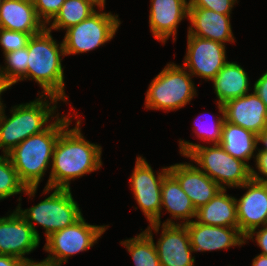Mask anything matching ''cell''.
Here are the masks:
<instances>
[{"instance_id":"cell-1","label":"cell","mask_w":267,"mask_h":266,"mask_svg":"<svg viewBox=\"0 0 267 266\" xmlns=\"http://www.w3.org/2000/svg\"><path fill=\"white\" fill-rule=\"evenodd\" d=\"M69 125L60 133L53 150L51 172L45 187L71 189L70 181L97 171L102 166V148L84 138L80 128Z\"/></svg>"},{"instance_id":"cell-2","label":"cell","mask_w":267,"mask_h":266,"mask_svg":"<svg viewBox=\"0 0 267 266\" xmlns=\"http://www.w3.org/2000/svg\"><path fill=\"white\" fill-rule=\"evenodd\" d=\"M69 114L56 118L46 130L28 137L8 153L13 167L26 187L38 188L47 167H51L56 141L72 121Z\"/></svg>"},{"instance_id":"cell-3","label":"cell","mask_w":267,"mask_h":266,"mask_svg":"<svg viewBox=\"0 0 267 266\" xmlns=\"http://www.w3.org/2000/svg\"><path fill=\"white\" fill-rule=\"evenodd\" d=\"M26 79L34 80L41 86V95H51L63 102L65 95L62 56H65L63 42L57 44L51 31L45 28L41 33L31 36L28 41Z\"/></svg>"},{"instance_id":"cell-4","label":"cell","mask_w":267,"mask_h":266,"mask_svg":"<svg viewBox=\"0 0 267 266\" xmlns=\"http://www.w3.org/2000/svg\"><path fill=\"white\" fill-rule=\"evenodd\" d=\"M58 101L57 97L40 95L34 101L13 106L9 118L5 115L4 105L0 113V149L3 154H8L28 137L46 130L51 125L49 119L59 117V113L55 115Z\"/></svg>"},{"instance_id":"cell-5","label":"cell","mask_w":267,"mask_h":266,"mask_svg":"<svg viewBox=\"0 0 267 266\" xmlns=\"http://www.w3.org/2000/svg\"><path fill=\"white\" fill-rule=\"evenodd\" d=\"M180 154L193 160L222 189L240 187L252 179V167L227 153L219 144L204 146L189 141H179Z\"/></svg>"},{"instance_id":"cell-6","label":"cell","mask_w":267,"mask_h":266,"mask_svg":"<svg viewBox=\"0 0 267 266\" xmlns=\"http://www.w3.org/2000/svg\"><path fill=\"white\" fill-rule=\"evenodd\" d=\"M52 190L54 191L50 196L29 209H21L20 203L16 207L18 213L33 228L39 240L36 224L45 229V237L48 238L51 234L75 224L83 217L78 203L73 199L71 189L45 187L43 193H49Z\"/></svg>"},{"instance_id":"cell-7","label":"cell","mask_w":267,"mask_h":266,"mask_svg":"<svg viewBox=\"0 0 267 266\" xmlns=\"http://www.w3.org/2000/svg\"><path fill=\"white\" fill-rule=\"evenodd\" d=\"M192 75L183 66L169 63L151 81L146 92V109L171 111L185 107L197 96Z\"/></svg>"},{"instance_id":"cell-8","label":"cell","mask_w":267,"mask_h":266,"mask_svg":"<svg viewBox=\"0 0 267 266\" xmlns=\"http://www.w3.org/2000/svg\"><path fill=\"white\" fill-rule=\"evenodd\" d=\"M100 11L65 30L62 41L65 56L95 50L115 36L121 24L118 15Z\"/></svg>"},{"instance_id":"cell-9","label":"cell","mask_w":267,"mask_h":266,"mask_svg":"<svg viewBox=\"0 0 267 266\" xmlns=\"http://www.w3.org/2000/svg\"><path fill=\"white\" fill-rule=\"evenodd\" d=\"M107 227L109 226L88 224L82 217L75 224L58 230L46 238L44 250L49 254L45 260L52 266L63 265L70 256L93 247Z\"/></svg>"},{"instance_id":"cell-10","label":"cell","mask_w":267,"mask_h":266,"mask_svg":"<svg viewBox=\"0 0 267 266\" xmlns=\"http://www.w3.org/2000/svg\"><path fill=\"white\" fill-rule=\"evenodd\" d=\"M154 173L146 159L138 156L129 183L134 198L149 224H161V187L164 177L169 173V167L162 168L157 176Z\"/></svg>"},{"instance_id":"cell-11","label":"cell","mask_w":267,"mask_h":266,"mask_svg":"<svg viewBox=\"0 0 267 266\" xmlns=\"http://www.w3.org/2000/svg\"><path fill=\"white\" fill-rule=\"evenodd\" d=\"M162 226L161 237L155 245L160 264L162 266H194L195 257L185 224H179L167 219L161 224L151 223L155 233L159 232Z\"/></svg>"},{"instance_id":"cell-12","label":"cell","mask_w":267,"mask_h":266,"mask_svg":"<svg viewBox=\"0 0 267 266\" xmlns=\"http://www.w3.org/2000/svg\"><path fill=\"white\" fill-rule=\"evenodd\" d=\"M225 44L191 34L187 35L184 68L193 76L211 81L228 62Z\"/></svg>"},{"instance_id":"cell-13","label":"cell","mask_w":267,"mask_h":266,"mask_svg":"<svg viewBox=\"0 0 267 266\" xmlns=\"http://www.w3.org/2000/svg\"><path fill=\"white\" fill-rule=\"evenodd\" d=\"M40 240L33 228L15 209L0 218V255H9L22 261L30 260V254L39 246Z\"/></svg>"},{"instance_id":"cell-14","label":"cell","mask_w":267,"mask_h":266,"mask_svg":"<svg viewBox=\"0 0 267 266\" xmlns=\"http://www.w3.org/2000/svg\"><path fill=\"white\" fill-rule=\"evenodd\" d=\"M238 188L247 189L236 199L238 230L245 237L255 228L267 225V183L251 179Z\"/></svg>"},{"instance_id":"cell-15","label":"cell","mask_w":267,"mask_h":266,"mask_svg":"<svg viewBox=\"0 0 267 266\" xmlns=\"http://www.w3.org/2000/svg\"><path fill=\"white\" fill-rule=\"evenodd\" d=\"M185 226L194 252L216 251L246 244L238 227L205 225L193 219Z\"/></svg>"},{"instance_id":"cell-16","label":"cell","mask_w":267,"mask_h":266,"mask_svg":"<svg viewBox=\"0 0 267 266\" xmlns=\"http://www.w3.org/2000/svg\"><path fill=\"white\" fill-rule=\"evenodd\" d=\"M224 105L225 120L259 135L267 128V107L254 92L228 100Z\"/></svg>"},{"instance_id":"cell-17","label":"cell","mask_w":267,"mask_h":266,"mask_svg":"<svg viewBox=\"0 0 267 266\" xmlns=\"http://www.w3.org/2000/svg\"><path fill=\"white\" fill-rule=\"evenodd\" d=\"M149 26L154 38L161 43L173 36L176 40L179 23L188 18L187 0H151Z\"/></svg>"},{"instance_id":"cell-18","label":"cell","mask_w":267,"mask_h":266,"mask_svg":"<svg viewBox=\"0 0 267 266\" xmlns=\"http://www.w3.org/2000/svg\"><path fill=\"white\" fill-rule=\"evenodd\" d=\"M169 172L177 179L196 210L207 204L222 189L193 163L171 165Z\"/></svg>"},{"instance_id":"cell-19","label":"cell","mask_w":267,"mask_h":266,"mask_svg":"<svg viewBox=\"0 0 267 266\" xmlns=\"http://www.w3.org/2000/svg\"><path fill=\"white\" fill-rule=\"evenodd\" d=\"M231 15H223L206 8H188V34L223 44L235 42L230 23Z\"/></svg>"},{"instance_id":"cell-20","label":"cell","mask_w":267,"mask_h":266,"mask_svg":"<svg viewBox=\"0 0 267 266\" xmlns=\"http://www.w3.org/2000/svg\"><path fill=\"white\" fill-rule=\"evenodd\" d=\"M0 28L34 36L41 33L46 26L38 18L32 0H2Z\"/></svg>"},{"instance_id":"cell-21","label":"cell","mask_w":267,"mask_h":266,"mask_svg":"<svg viewBox=\"0 0 267 266\" xmlns=\"http://www.w3.org/2000/svg\"><path fill=\"white\" fill-rule=\"evenodd\" d=\"M221 189L207 204L196 210L195 220L211 226L238 227L236 198Z\"/></svg>"},{"instance_id":"cell-22","label":"cell","mask_w":267,"mask_h":266,"mask_svg":"<svg viewBox=\"0 0 267 266\" xmlns=\"http://www.w3.org/2000/svg\"><path fill=\"white\" fill-rule=\"evenodd\" d=\"M211 81L220 104L249 93V76L236 62L228 61Z\"/></svg>"},{"instance_id":"cell-23","label":"cell","mask_w":267,"mask_h":266,"mask_svg":"<svg viewBox=\"0 0 267 266\" xmlns=\"http://www.w3.org/2000/svg\"><path fill=\"white\" fill-rule=\"evenodd\" d=\"M164 206V207H163ZM166 209L173 220L183 219L180 224L190 223L196 216V209L189 196L182 190L177 179L169 172L162 181L161 210Z\"/></svg>"},{"instance_id":"cell-24","label":"cell","mask_w":267,"mask_h":266,"mask_svg":"<svg viewBox=\"0 0 267 266\" xmlns=\"http://www.w3.org/2000/svg\"><path fill=\"white\" fill-rule=\"evenodd\" d=\"M257 140L254 132L225 120L219 145L234 158L247 163L252 157L256 159Z\"/></svg>"},{"instance_id":"cell-25","label":"cell","mask_w":267,"mask_h":266,"mask_svg":"<svg viewBox=\"0 0 267 266\" xmlns=\"http://www.w3.org/2000/svg\"><path fill=\"white\" fill-rule=\"evenodd\" d=\"M120 243L131 254L135 266H162L154 245L152 228H146L137 236Z\"/></svg>"},{"instance_id":"cell-26","label":"cell","mask_w":267,"mask_h":266,"mask_svg":"<svg viewBox=\"0 0 267 266\" xmlns=\"http://www.w3.org/2000/svg\"><path fill=\"white\" fill-rule=\"evenodd\" d=\"M95 7L87 0H66L59 13L51 21L49 31L66 30L88 18L95 12Z\"/></svg>"},{"instance_id":"cell-27","label":"cell","mask_w":267,"mask_h":266,"mask_svg":"<svg viewBox=\"0 0 267 266\" xmlns=\"http://www.w3.org/2000/svg\"><path fill=\"white\" fill-rule=\"evenodd\" d=\"M36 191L37 187H26L20 180L8 154L0 155V201L22 192L31 198Z\"/></svg>"},{"instance_id":"cell-28","label":"cell","mask_w":267,"mask_h":266,"mask_svg":"<svg viewBox=\"0 0 267 266\" xmlns=\"http://www.w3.org/2000/svg\"><path fill=\"white\" fill-rule=\"evenodd\" d=\"M27 55V47L4 54L6 66L0 65V78L8 89L18 81L26 80Z\"/></svg>"},{"instance_id":"cell-29","label":"cell","mask_w":267,"mask_h":266,"mask_svg":"<svg viewBox=\"0 0 267 266\" xmlns=\"http://www.w3.org/2000/svg\"><path fill=\"white\" fill-rule=\"evenodd\" d=\"M219 113H221L222 117H217L216 120L212 119L213 121L210 124L202 123V119L195 120L194 125V133L197 135L198 138L202 139L203 141H207L209 144H219L221 140L222 134V127L225 121V112H224V105L217 103ZM197 121V122H196ZM204 122V121H203Z\"/></svg>"},{"instance_id":"cell-30","label":"cell","mask_w":267,"mask_h":266,"mask_svg":"<svg viewBox=\"0 0 267 266\" xmlns=\"http://www.w3.org/2000/svg\"><path fill=\"white\" fill-rule=\"evenodd\" d=\"M31 34L0 28V46L3 54L27 47Z\"/></svg>"},{"instance_id":"cell-31","label":"cell","mask_w":267,"mask_h":266,"mask_svg":"<svg viewBox=\"0 0 267 266\" xmlns=\"http://www.w3.org/2000/svg\"><path fill=\"white\" fill-rule=\"evenodd\" d=\"M38 18L47 25L59 13L61 6L66 0H32Z\"/></svg>"},{"instance_id":"cell-32","label":"cell","mask_w":267,"mask_h":266,"mask_svg":"<svg viewBox=\"0 0 267 266\" xmlns=\"http://www.w3.org/2000/svg\"><path fill=\"white\" fill-rule=\"evenodd\" d=\"M188 8H206L214 12L230 15L237 0H188Z\"/></svg>"},{"instance_id":"cell-33","label":"cell","mask_w":267,"mask_h":266,"mask_svg":"<svg viewBox=\"0 0 267 266\" xmlns=\"http://www.w3.org/2000/svg\"><path fill=\"white\" fill-rule=\"evenodd\" d=\"M256 159H255V166L259 171V173L252 168V179L259 181V182H266L267 183V151H258L256 152ZM266 177V178H265Z\"/></svg>"},{"instance_id":"cell-34","label":"cell","mask_w":267,"mask_h":266,"mask_svg":"<svg viewBox=\"0 0 267 266\" xmlns=\"http://www.w3.org/2000/svg\"><path fill=\"white\" fill-rule=\"evenodd\" d=\"M249 239H252V240L255 239L257 242V245L262 250L260 254L267 256V225L261 226V229H259L258 227L252 230L249 234H247V236H245L246 241Z\"/></svg>"},{"instance_id":"cell-35","label":"cell","mask_w":267,"mask_h":266,"mask_svg":"<svg viewBox=\"0 0 267 266\" xmlns=\"http://www.w3.org/2000/svg\"><path fill=\"white\" fill-rule=\"evenodd\" d=\"M253 90L267 107V71L256 80Z\"/></svg>"},{"instance_id":"cell-36","label":"cell","mask_w":267,"mask_h":266,"mask_svg":"<svg viewBox=\"0 0 267 266\" xmlns=\"http://www.w3.org/2000/svg\"><path fill=\"white\" fill-rule=\"evenodd\" d=\"M22 260L19 258L9 256V255H0V266H19Z\"/></svg>"},{"instance_id":"cell-37","label":"cell","mask_w":267,"mask_h":266,"mask_svg":"<svg viewBox=\"0 0 267 266\" xmlns=\"http://www.w3.org/2000/svg\"><path fill=\"white\" fill-rule=\"evenodd\" d=\"M19 266H52V265L45 259L40 262L38 261L36 262L30 259V260L22 261Z\"/></svg>"},{"instance_id":"cell-38","label":"cell","mask_w":267,"mask_h":266,"mask_svg":"<svg viewBox=\"0 0 267 266\" xmlns=\"http://www.w3.org/2000/svg\"><path fill=\"white\" fill-rule=\"evenodd\" d=\"M251 266H267V256L262 255V254H258L253 259Z\"/></svg>"},{"instance_id":"cell-39","label":"cell","mask_w":267,"mask_h":266,"mask_svg":"<svg viewBox=\"0 0 267 266\" xmlns=\"http://www.w3.org/2000/svg\"><path fill=\"white\" fill-rule=\"evenodd\" d=\"M258 144L259 142L264 145V148L257 149L258 151H267V128L264 129L259 135H258Z\"/></svg>"},{"instance_id":"cell-40","label":"cell","mask_w":267,"mask_h":266,"mask_svg":"<svg viewBox=\"0 0 267 266\" xmlns=\"http://www.w3.org/2000/svg\"><path fill=\"white\" fill-rule=\"evenodd\" d=\"M90 2L94 7H98L99 9L104 10L106 0H87Z\"/></svg>"},{"instance_id":"cell-41","label":"cell","mask_w":267,"mask_h":266,"mask_svg":"<svg viewBox=\"0 0 267 266\" xmlns=\"http://www.w3.org/2000/svg\"><path fill=\"white\" fill-rule=\"evenodd\" d=\"M8 88L4 85L2 79L0 78V101L2 100L1 95L4 91H6Z\"/></svg>"},{"instance_id":"cell-42","label":"cell","mask_w":267,"mask_h":266,"mask_svg":"<svg viewBox=\"0 0 267 266\" xmlns=\"http://www.w3.org/2000/svg\"><path fill=\"white\" fill-rule=\"evenodd\" d=\"M2 102H3V101H0V113H1L2 108H3V106H4V104H3Z\"/></svg>"}]
</instances>
